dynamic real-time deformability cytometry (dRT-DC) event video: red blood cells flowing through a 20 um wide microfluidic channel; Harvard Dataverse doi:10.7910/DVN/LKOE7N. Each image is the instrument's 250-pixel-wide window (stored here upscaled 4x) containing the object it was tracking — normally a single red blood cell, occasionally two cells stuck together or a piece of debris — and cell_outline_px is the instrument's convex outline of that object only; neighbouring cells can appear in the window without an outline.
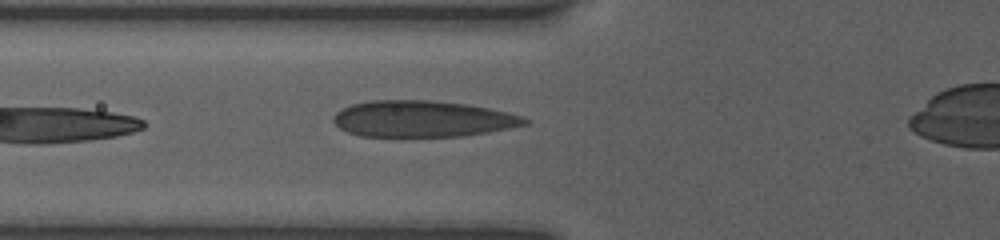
{"species": "human", "species_latin": "Homo sapiens", "temperature_condition": "room temperature", "stored_images_in_passage": 20, "camera_frame_rate_fps": 3000, "um_per_image_px": 0.085, "donor": {"sex": "female"}, "frame": {"image": 1, "passage_image": 3, "time_ms": 1.0, "image_size_px": [1000, 240], "cell_outline_px": [[528, 124], [488, 132], [460, 136], [360, 136], [348, 132], [340, 128], [332, 120], [332, 116], [336, 112], [352, 104], [372, 100], [432, 100], [468, 104], [488, 108], [520, 116], [528, 120]], "centroid_in_image_um": [35.87, 10.1], "position_along_channel_um": 89.9, "area_um2": 40.23}}
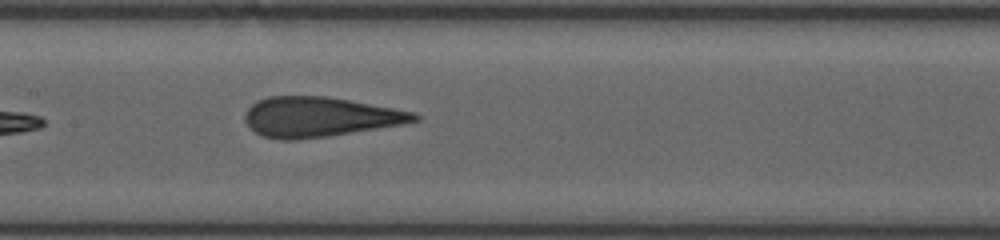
{"frame": {"image": 2, "passage_image": 9, "time_ms": 3.333, "image_size_px": [1000, 240], "cell_outline_px": [[420, 120], [400, 124], [324, 136], [296, 140], [280, 140], [264, 136], [256, 132], [244, 120], [244, 116], [248, 108], [256, 100], [268, 96], [328, 96], [416, 112], [420, 116]], "centroid_in_image_um": [27.14, 9.92], "position_along_channel_um": 180.3, "area_um2": 38.96}}
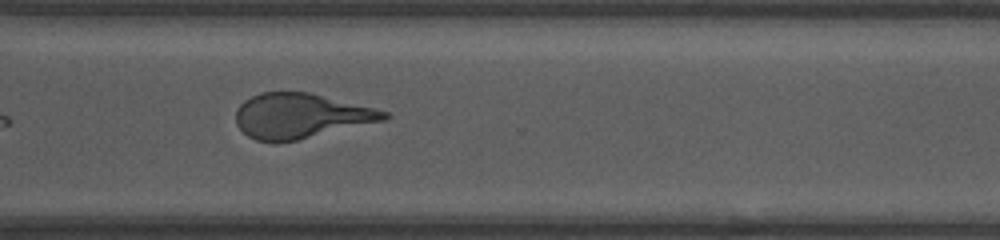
{"frame": {"image": 3, "passage_image": 16, "time_ms": 7.667, "image_size_px": [1000, 240], "cell_outline_px": [[392, 116], [384, 120], [296, 140], [276, 144], [256, 140], [248, 136], [236, 124], [236, 108], [244, 100], [260, 92], [308, 92], [388, 112]], "centroid_in_image_um": [25.49, 9.86], "position_along_channel_um": 345.1, "area_um2": 38.49}, "authors_computed_cell_mechanics": {"area_um2": 39.7375, "velocity_mm_per_s": 3.8228, "shape_relaxation_time_tau1_ms": 10.3409, "shape_relaxation_time_tau2_ms": 1.0048, "deformation_change_tau1": 0.2946, "deformation_change_tau2": 0.0885}}